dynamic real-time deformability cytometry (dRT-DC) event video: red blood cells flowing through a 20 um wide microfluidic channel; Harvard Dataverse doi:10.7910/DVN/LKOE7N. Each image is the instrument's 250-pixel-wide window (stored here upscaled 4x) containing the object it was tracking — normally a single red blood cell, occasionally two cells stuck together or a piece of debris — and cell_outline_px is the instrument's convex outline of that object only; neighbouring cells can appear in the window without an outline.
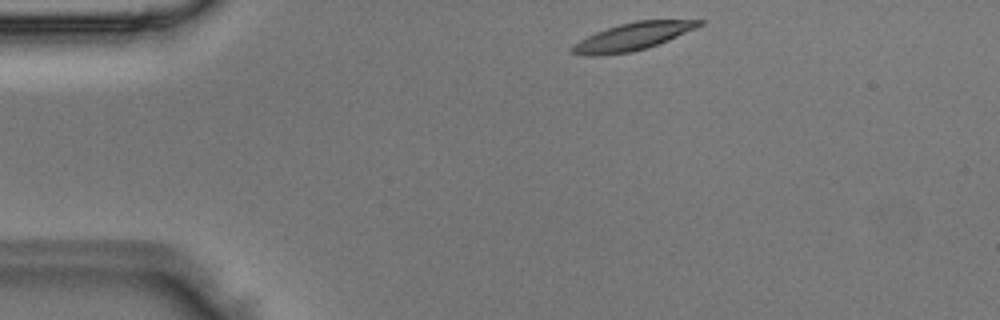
{"species": "Egyptian fruit bat (a non-hibernating species)", "species_latin": "Rousettus aegyptiacus", "temperature_condition": "room temperature", "stored_images_in_passage": 4, "camera_frame_rate_fps": 3000, "um_per_image_px": 0.085, "animal": {"sex": "male"}, "frame": {"image": 1, "passage_image": 1, "time_ms": 0.0, "image_size_px": [1000, 320], "cell_outline_px": [[704, 24], [696, 28], [668, 40], [648, 48], [632, 52], [600, 56], [584, 56], [572, 52], [572, 48], [580, 40], [596, 32], [620, 24], [636, 20], [704, 20]], "centroid_in_image_um": [53.8, 3.12], "position_along_channel_um": 31.2, "area_um2": 20.23}}